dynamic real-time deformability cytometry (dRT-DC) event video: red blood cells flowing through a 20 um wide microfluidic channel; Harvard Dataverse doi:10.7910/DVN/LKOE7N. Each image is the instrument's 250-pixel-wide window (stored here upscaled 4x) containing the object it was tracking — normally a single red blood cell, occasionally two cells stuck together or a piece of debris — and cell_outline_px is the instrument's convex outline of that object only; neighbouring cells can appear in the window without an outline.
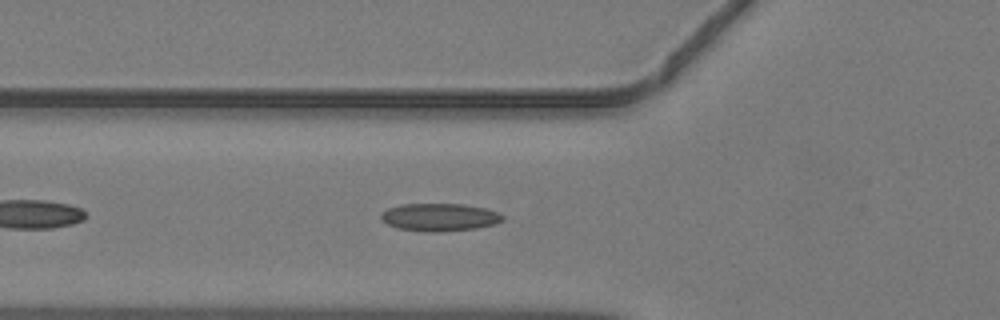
{"species": "common noctule bat (a hibernating species)", "species_latin": "Nyctalus noctula", "temperature_condition": "warm", "stored_images_in_passage": 35, "camera_frame_rate_fps": 3000, "um_per_image_px": 0.085, "animal": {"sex": "male", "body_mass_g": 19.2, "forearm_length_mm": 51.8}, "frame": {"image": 1, "passage_image": 6, "time_ms": 1.667, "image_size_px": [1000, 320], "cell_outline_px": [[504, 220], [496, 224], [476, 228], [440, 232], [428, 232], [396, 228], [388, 224], [380, 216], [380, 212], [388, 208], [400, 204], [464, 204], [484, 208], [500, 212], [504, 216]], "centroid_in_image_um": [37.38, 18.46], "position_along_channel_um": 88.4, "area_um2": 19.83}}
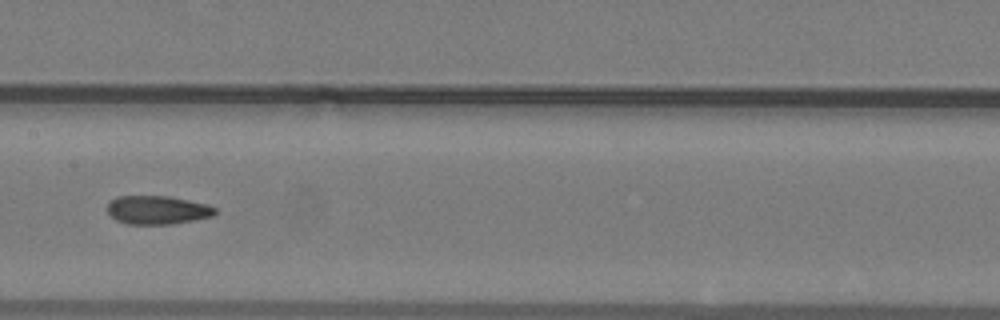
{"frame": {"image": 2, "passage_image": 13, "time_ms": 4.0, "image_size_px": [1000, 320], "cell_outline_px": [[216, 212], [212, 216], [172, 224], [128, 224], [116, 220], [108, 212], [108, 200], [116, 196], [168, 196], [208, 204], [216, 208]], "centroid_in_image_um": [13.35, 17.84], "position_along_channel_um": 194.0, "area_um2": 17.92}}
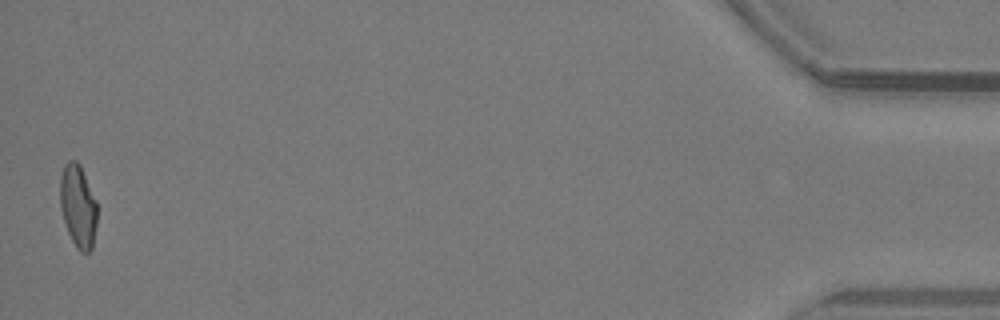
{"frame": {"image": 3, "passage_image": 35, "time_ms": 11.333, "image_size_px": [1000, 320], "cell_outline_px": [[96, 224], [92, 248], [88, 252], [80, 252], [76, 248], [68, 232], [60, 208], [60, 176], [64, 164], [68, 160], [76, 160], [80, 164], [96, 200]], "centroid_in_image_um": [6.62, 17.49], "position_along_channel_um": 428.6, "area_um2": 17.86}}